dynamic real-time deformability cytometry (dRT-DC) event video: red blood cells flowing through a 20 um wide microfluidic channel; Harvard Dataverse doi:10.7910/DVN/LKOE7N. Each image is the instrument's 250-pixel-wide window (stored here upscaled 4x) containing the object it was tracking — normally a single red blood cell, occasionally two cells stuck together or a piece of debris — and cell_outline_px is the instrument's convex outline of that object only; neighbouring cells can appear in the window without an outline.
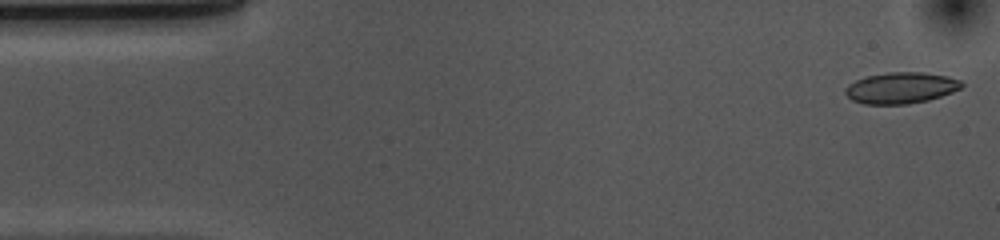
{"species": "common noctule bat (a hibernating species)", "species_latin": "Nyctalus noctula", "temperature_condition": "cold", "stored_images_in_passage": 52, "camera_frame_rate_fps": 3000, "um_per_image_px": 0.085, "animal": {"sex": "female", "body_mass_g": 10.0, "forearm_length_mm": 53.1}, "frame": {"image": 1, "passage_image": 1, "time_ms": 0.0, "image_size_px": [1000, 240], "cell_outline_px": [[964, 84], [960, 88], [952, 92], [928, 100], [908, 104], [864, 104], [852, 100], [844, 92], [844, 88], [848, 84], [864, 76], [888, 72], [924, 72], [948, 76], [960, 80]], "centroid_in_image_um": [76.56, 7.46], "position_along_channel_um": 8.4, "area_um2": 21.27}}
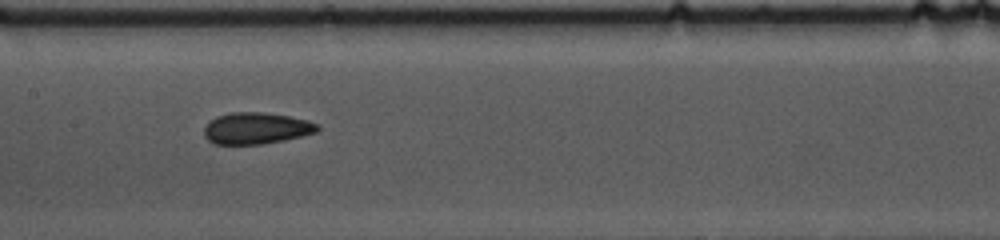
{"frame": {"image": 2, "passage_image": 24, "time_ms": 7.667, "image_size_px": [1000, 240], "cell_outline_px": [[320, 128], [316, 132], [284, 140], [264, 144], [212, 144], [204, 136], [204, 128], [216, 116], [232, 112], [260, 112], [288, 116], [308, 120], [320, 124]], "centroid_in_image_um": [21.79, 10.91], "position_along_channel_um": 185.6, "area_um2": 20.81}}
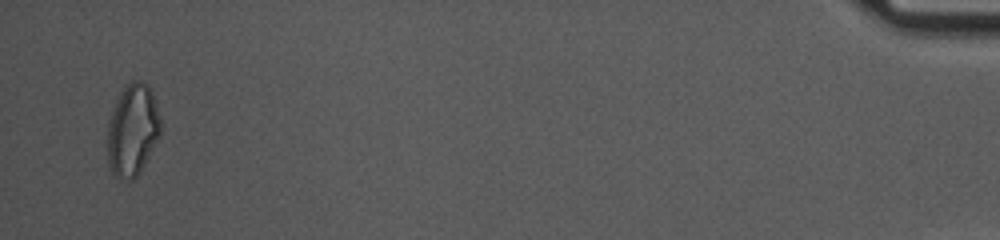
{"frame": {"image": 3, "passage_image": 51, "time_ms": 16.667, "image_size_px": [1000, 240], "cell_outline_px": [[160, 132], [144, 164], [136, 176], [132, 180], [128, 180], [116, 176], [112, 172], [108, 164], [108, 124], [116, 100], [120, 92], [132, 80], [140, 80], [148, 84], [152, 92], [160, 116]], "centroid_in_image_um": [11.26, 11.02], "position_along_channel_um": 423.9, "area_um2": 27.98}, "authors_computed_cell_mechanics": {"area_um2": 20.8369, "velocity_mm_per_s": 3.6767, "shape_relaxation_time_tau1_ms": 6.3742, "shape_relaxation_time_tau2_ms": 3.3673, "deformation_change_tau1": 0.125, "deformation_change_tau2": 0.0841}}